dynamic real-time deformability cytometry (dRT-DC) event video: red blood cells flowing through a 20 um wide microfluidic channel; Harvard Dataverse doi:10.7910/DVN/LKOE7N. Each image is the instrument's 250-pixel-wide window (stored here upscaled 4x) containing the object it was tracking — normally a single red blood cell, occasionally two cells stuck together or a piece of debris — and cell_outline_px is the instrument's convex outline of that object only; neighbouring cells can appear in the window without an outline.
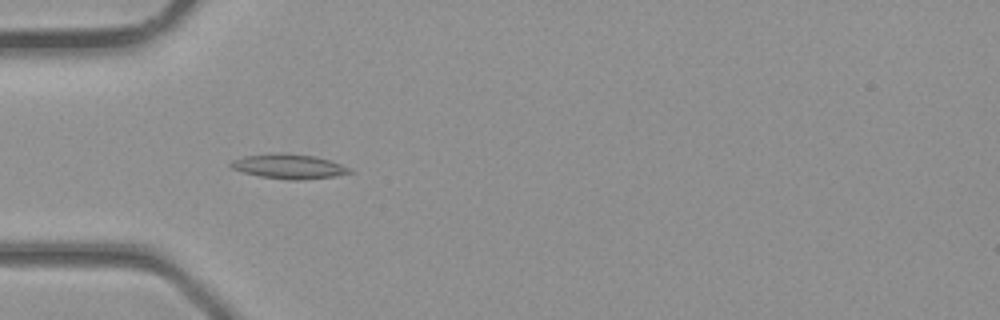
{"species": "common noctule bat (a hibernating species)", "species_latin": "Nyctalus noctula", "temperature_condition": "room temperature", "stored_images_in_passage": 29, "camera_frame_rate_fps": 3000, "um_per_image_px": 0.085, "animal": {"sex": "male", "body_mass_g": 23.1, "forearm_length_mm": 52.7}, "frame": {"image": 1, "passage_image": 3, "time_ms": 0.667, "image_size_px": [1000, 320], "cell_outline_px": [[356, 172], [336, 176], [296, 180], [292, 180], [260, 176], [244, 172], [232, 168], [228, 164], [232, 160], [244, 156], [272, 152], [284, 152], [312, 156], [328, 160], [340, 164]], "centroid_in_image_um": [24.53, 14.13], "position_along_channel_um": 60.5, "area_um2": 16.99}}
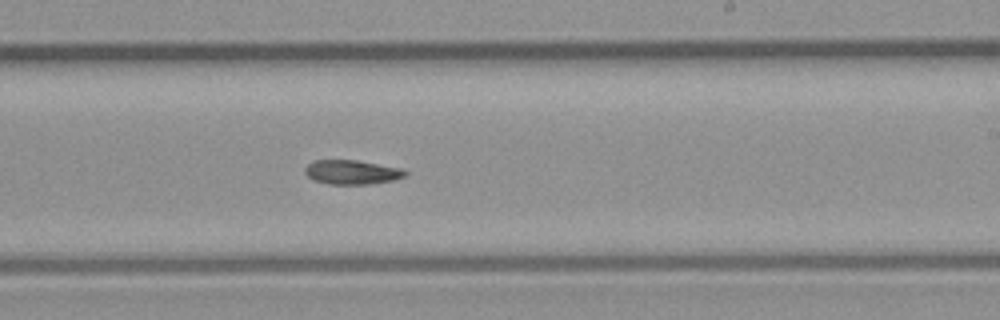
{"frame": {"image": 2, "passage_image": 14, "time_ms": 4.333, "image_size_px": [1000, 320], "cell_outline_px": [[408, 172], [404, 176], [392, 180], [368, 184], [328, 184], [312, 180], [304, 172], [304, 168], [308, 164], [316, 160], [356, 160], [404, 168]], "centroid_in_image_um": [29.9, 14.63], "position_along_channel_um": 259.1, "area_um2": 14.22}}
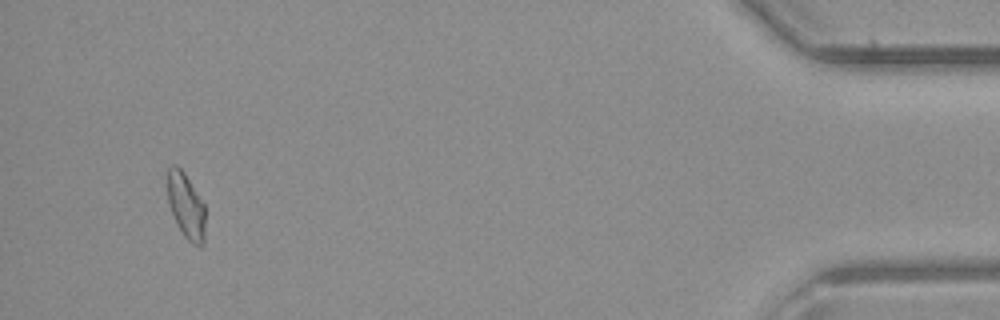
{"frame": {"image": 3, "passage_image": 27, "time_ms": 8.667, "image_size_px": [1000, 320], "cell_outline_px": [[204, 244], [192, 244], [184, 236], [172, 212], [168, 200], [168, 168], [172, 164], [176, 164], [184, 172], [204, 204]], "centroid_in_image_um": [15.81, 17.46], "position_along_channel_um": 419.4, "area_um2": 13.99}}